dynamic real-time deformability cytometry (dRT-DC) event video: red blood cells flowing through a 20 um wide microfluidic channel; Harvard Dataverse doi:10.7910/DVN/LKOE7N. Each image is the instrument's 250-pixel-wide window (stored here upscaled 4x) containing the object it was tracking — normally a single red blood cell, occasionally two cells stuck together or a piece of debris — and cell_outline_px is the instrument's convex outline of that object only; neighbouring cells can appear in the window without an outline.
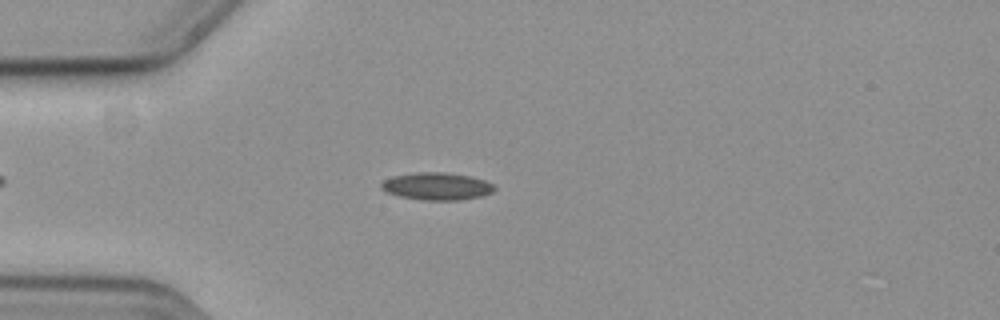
{"species": "common noctule bat (a hibernating species)", "species_latin": "Nyctalus noctula", "temperature_condition": "cold", "stored_images_in_passage": 51, "camera_frame_rate_fps": 3000, "um_per_image_px": 0.085, "animal": {"sex": "female", "body_mass_g": 19.3, "forearm_length_mm": 54.1}, "frame": {"image": 1, "passage_image": 10, "time_ms": 3.0, "image_size_px": [1000, 320], "cell_outline_px": [[496, 188], [492, 192], [480, 196], [460, 200], [420, 200], [400, 196], [388, 192], [380, 188], [380, 184], [384, 180], [392, 176], [420, 172], [444, 172], [468, 176], [484, 180], [492, 184]], "centroid_in_image_um": [37.11, 15.83], "position_along_channel_um": 47.9, "area_um2": 17.92}}
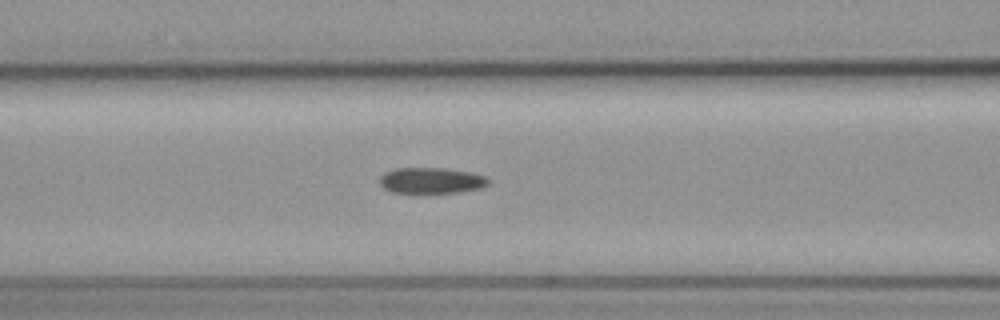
{"frame": {"image": 2, "passage_image": 18, "time_ms": 5.667, "image_size_px": [1000, 320], "cell_outline_px": [[488, 184], [480, 188], [460, 192], [392, 192], [384, 188], [380, 184], [380, 176], [384, 172], [396, 168], [444, 168], [472, 172], [484, 176], [488, 180]], "centroid_in_image_um": [36.64, 15.33], "position_along_channel_um": 130.0, "area_um2": 16.24}}
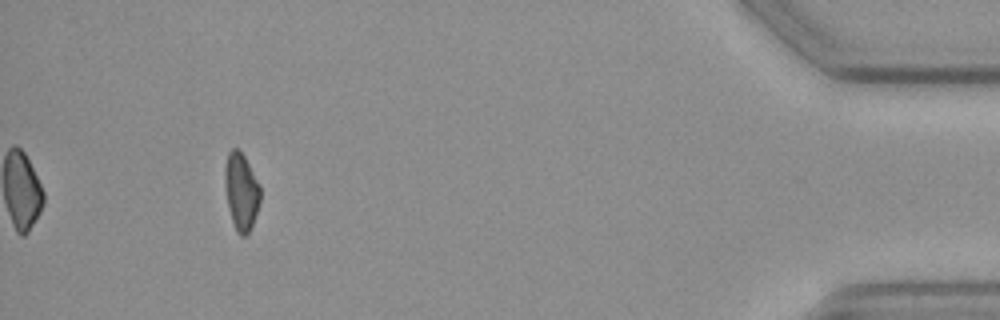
{"frame": {"image": 3, "passage_image": 47, "time_ms": 15.333, "image_size_px": [1000, 320], "cell_outline_px": [[260, 200], [252, 224], [248, 232], [244, 236], [240, 236], [236, 232], [228, 208], [224, 180], [224, 168], [228, 152], [232, 148], [240, 148], [260, 184]], "centroid_in_image_um": [20.49, 16.23], "position_along_channel_um": 414.7, "area_um2": 16.01}, "authors_computed_cell_mechanics": {"area_um2": 16.8776, "velocity_mm_per_s": 3.677, "shape_relaxation_time_tau1_ms": 6.7649, "shape_relaxation_time_tau2_ms": 5.4229, "deformation_change_tau1": 0.1332, "deformation_change_tau2": 0.1102}}